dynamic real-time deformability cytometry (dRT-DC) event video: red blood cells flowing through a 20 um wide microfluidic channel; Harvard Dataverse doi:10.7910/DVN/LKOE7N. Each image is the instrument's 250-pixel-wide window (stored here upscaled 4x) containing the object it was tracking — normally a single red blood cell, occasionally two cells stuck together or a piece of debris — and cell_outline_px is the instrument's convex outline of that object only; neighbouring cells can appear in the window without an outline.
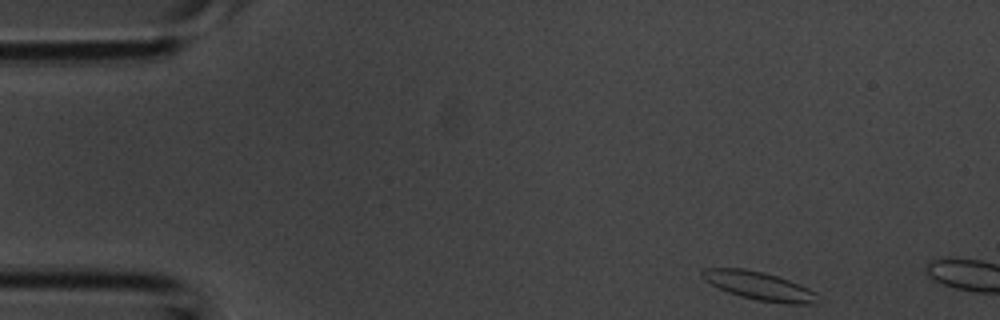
{"species": "common noctule bat (a hibernating species)", "species_latin": "Nyctalus noctula", "temperature_condition": "room temperature", "stored_images_in_passage": 3, "camera_frame_rate_fps": 3000, "um_per_image_px": 0.085, "animal": {"sex": "male", "body_mass_g": 20.1, "forearm_length_mm": 53.5}, "frame": {"image": 1, "passage_image": 1, "time_ms": 0.0, "image_size_px": [1000, 320], "cell_outline_px": [[816, 304], [788, 304], [760, 300], [740, 296], [728, 292], [704, 280], [700, 276], [700, 272], [704, 268], [744, 268], [764, 272], [800, 284], [816, 292]], "centroid_in_image_um": [64.51, 24.29], "position_along_channel_um": 20.5, "area_um2": 18.9}}